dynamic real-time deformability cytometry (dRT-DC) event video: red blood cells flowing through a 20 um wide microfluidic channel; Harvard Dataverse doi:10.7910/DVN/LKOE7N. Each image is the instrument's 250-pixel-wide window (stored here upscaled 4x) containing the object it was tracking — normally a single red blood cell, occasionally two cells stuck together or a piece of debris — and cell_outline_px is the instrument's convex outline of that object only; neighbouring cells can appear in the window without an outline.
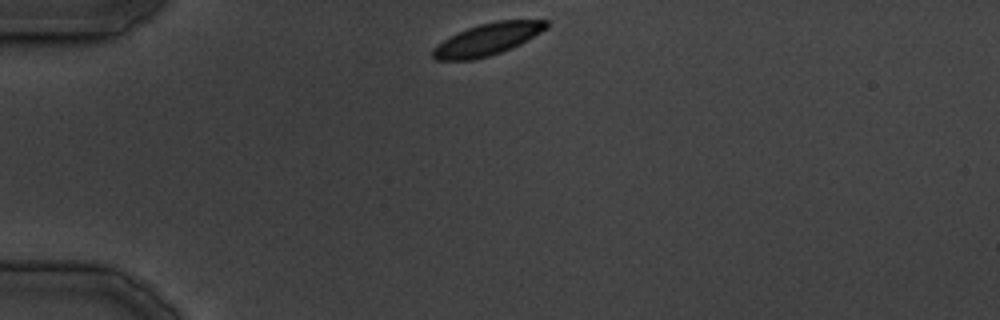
{"species": "common noctule bat (a hibernating species)", "species_latin": "Nyctalus noctula", "temperature_condition": "cold", "stored_images_in_passage": 8, "camera_frame_rate_fps": 3000, "um_per_image_px": 0.085, "animal": {"sex": "male", "body_mass_g": 19.5, "forearm_length_mm": 54.6}, "frame": {"image": 1, "passage_image": 1, "time_ms": 0.0, "image_size_px": [1000, 320], "cell_outline_px": [[548, 28], [520, 44], [500, 52], [488, 56], [472, 60], [436, 60], [432, 56], [432, 48], [436, 44], [456, 32], [480, 24], [500, 20], [548, 20]], "centroid_in_image_um": [41.4, 3.34], "position_along_channel_um": 43.6, "area_um2": 21.1}}